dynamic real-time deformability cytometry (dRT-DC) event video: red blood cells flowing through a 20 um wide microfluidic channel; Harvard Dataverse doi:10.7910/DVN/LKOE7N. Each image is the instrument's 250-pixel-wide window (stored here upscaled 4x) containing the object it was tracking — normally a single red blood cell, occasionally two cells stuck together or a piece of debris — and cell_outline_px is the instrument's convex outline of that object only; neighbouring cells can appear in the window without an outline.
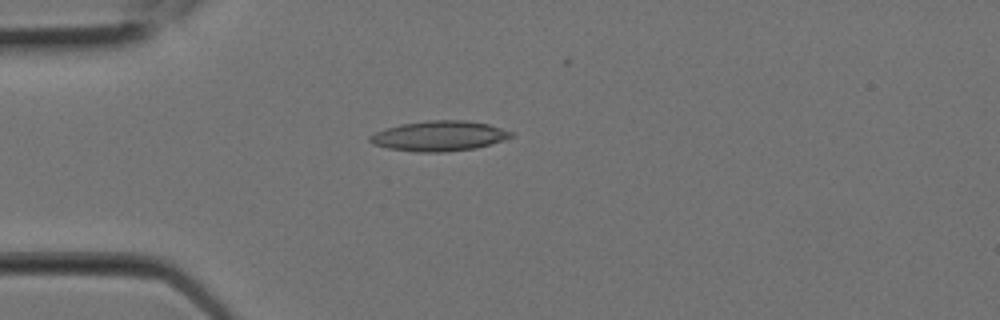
{"species": "Egyptian fruit bat (a non-hibernating species)", "species_latin": "Rousettus aegyptiacus", "temperature_condition": "room temperature", "stored_images_in_passage": 3, "camera_frame_rate_fps": 3000, "um_per_image_px": 0.085, "animal": {"sex": "female"}, "frame": {"image": 1, "passage_image": 1, "time_ms": 0.0, "image_size_px": [1000, 320], "cell_outline_px": [[516, 136], [504, 140], [476, 148], [444, 152], [416, 152], [388, 148], [372, 144], [368, 140], [368, 136], [376, 132], [400, 124], [428, 120], [468, 120], [488, 124], [516, 132]], "centroid_in_image_um": [37.38, 11.55], "position_along_channel_um": 47.6, "area_um2": 25.03}}
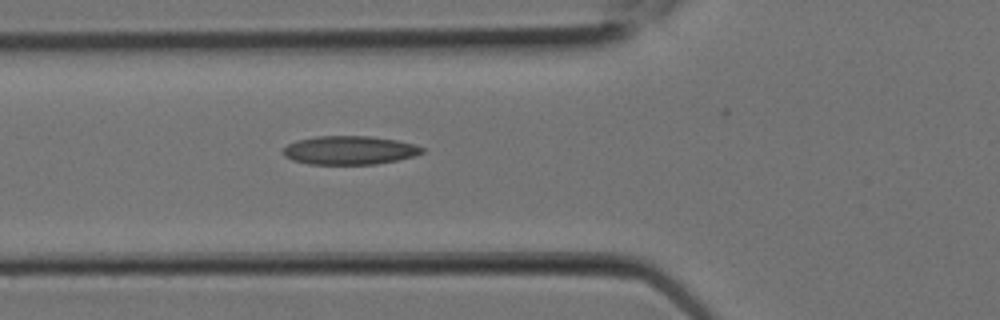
{"frame": {"image": 2, "passage_image": 3, "time_ms": 0.667, "image_size_px": [1000, 320], "cell_outline_px": [[424, 152], [416, 156], [376, 164], [308, 164], [292, 160], [284, 156], [280, 152], [288, 144], [296, 140], [316, 136], [368, 136], [396, 140], [412, 144], [424, 148]], "centroid_in_image_um": [29.67, 12.77], "position_along_channel_um": 96.1, "area_um2": 23.24}}